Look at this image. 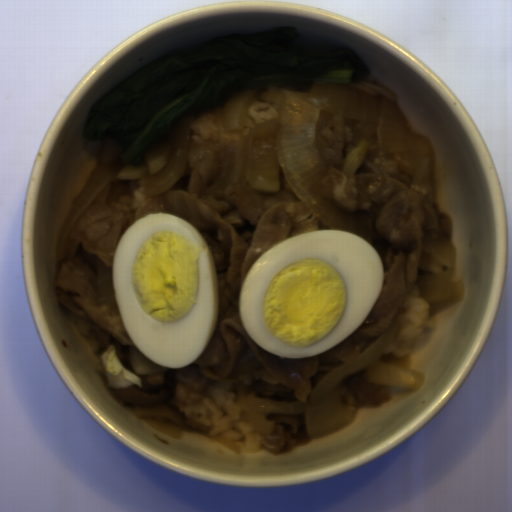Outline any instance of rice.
Segmentation results:
<instances>
[{
	"label": "rice",
	"mask_w": 512,
	"mask_h": 512,
	"mask_svg": "<svg viewBox=\"0 0 512 512\" xmlns=\"http://www.w3.org/2000/svg\"><path fill=\"white\" fill-rule=\"evenodd\" d=\"M429 304L421 296L407 297V306L398 308L395 322L401 325L394 345L382 355L404 358L412 353L424 331L436 329L434 317L429 316Z\"/></svg>",
	"instance_id": "obj_2"
},
{
	"label": "rice",
	"mask_w": 512,
	"mask_h": 512,
	"mask_svg": "<svg viewBox=\"0 0 512 512\" xmlns=\"http://www.w3.org/2000/svg\"><path fill=\"white\" fill-rule=\"evenodd\" d=\"M168 402L185 425L199 429L239 455L262 449L261 434L240 421L234 388L208 380L192 362L173 368Z\"/></svg>",
	"instance_id": "obj_1"
}]
</instances>
